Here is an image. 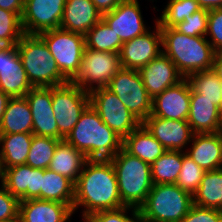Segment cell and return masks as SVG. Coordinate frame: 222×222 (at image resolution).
<instances>
[{"mask_svg": "<svg viewBox=\"0 0 222 222\" xmlns=\"http://www.w3.org/2000/svg\"><path fill=\"white\" fill-rule=\"evenodd\" d=\"M16 48L33 87H55L68 83L45 41L39 35L24 34Z\"/></svg>", "mask_w": 222, "mask_h": 222, "instance_id": "5b68a950", "label": "cell"}, {"mask_svg": "<svg viewBox=\"0 0 222 222\" xmlns=\"http://www.w3.org/2000/svg\"><path fill=\"white\" fill-rule=\"evenodd\" d=\"M121 68L119 53L85 48L77 71L68 83L90 93L97 88L106 87Z\"/></svg>", "mask_w": 222, "mask_h": 222, "instance_id": "52a82bcc", "label": "cell"}, {"mask_svg": "<svg viewBox=\"0 0 222 222\" xmlns=\"http://www.w3.org/2000/svg\"><path fill=\"white\" fill-rule=\"evenodd\" d=\"M205 173V170L183 152V163L176 185L193 196Z\"/></svg>", "mask_w": 222, "mask_h": 222, "instance_id": "d590c367", "label": "cell"}, {"mask_svg": "<svg viewBox=\"0 0 222 222\" xmlns=\"http://www.w3.org/2000/svg\"><path fill=\"white\" fill-rule=\"evenodd\" d=\"M206 38L216 53L222 52V8L209 10Z\"/></svg>", "mask_w": 222, "mask_h": 222, "instance_id": "ab89813d", "label": "cell"}, {"mask_svg": "<svg viewBox=\"0 0 222 222\" xmlns=\"http://www.w3.org/2000/svg\"><path fill=\"white\" fill-rule=\"evenodd\" d=\"M25 97L32 114L33 134L58 139V127L52 108L51 87H33Z\"/></svg>", "mask_w": 222, "mask_h": 222, "instance_id": "ac0fdd59", "label": "cell"}, {"mask_svg": "<svg viewBox=\"0 0 222 222\" xmlns=\"http://www.w3.org/2000/svg\"><path fill=\"white\" fill-rule=\"evenodd\" d=\"M142 124L166 150L185 152L194 135L187 120L163 119L150 115Z\"/></svg>", "mask_w": 222, "mask_h": 222, "instance_id": "2e32d148", "label": "cell"}, {"mask_svg": "<svg viewBox=\"0 0 222 222\" xmlns=\"http://www.w3.org/2000/svg\"><path fill=\"white\" fill-rule=\"evenodd\" d=\"M193 197L176 184H155L139 208L142 222H181Z\"/></svg>", "mask_w": 222, "mask_h": 222, "instance_id": "8992f818", "label": "cell"}, {"mask_svg": "<svg viewBox=\"0 0 222 222\" xmlns=\"http://www.w3.org/2000/svg\"><path fill=\"white\" fill-rule=\"evenodd\" d=\"M160 30L162 52L184 78L195 72L212 69L216 52L206 37H191L174 27H160Z\"/></svg>", "mask_w": 222, "mask_h": 222, "instance_id": "3957f363", "label": "cell"}, {"mask_svg": "<svg viewBox=\"0 0 222 222\" xmlns=\"http://www.w3.org/2000/svg\"><path fill=\"white\" fill-rule=\"evenodd\" d=\"M187 122L194 134L217 133L222 131V122L215 100L201 98L191 89L190 108Z\"/></svg>", "mask_w": 222, "mask_h": 222, "instance_id": "603a6c76", "label": "cell"}, {"mask_svg": "<svg viewBox=\"0 0 222 222\" xmlns=\"http://www.w3.org/2000/svg\"><path fill=\"white\" fill-rule=\"evenodd\" d=\"M59 141L52 137L33 135L26 164L35 169H48Z\"/></svg>", "mask_w": 222, "mask_h": 222, "instance_id": "e575fe53", "label": "cell"}, {"mask_svg": "<svg viewBox=\"0 0 222 222\" xmlns=\"http://www.w3.org/2000/svg\"><path fill=\"white\" fill-rule=\"evenodd\" d=\"M102 19V14L91 0H66L60 28L85 35Z\"/></svg>", "mask_w": 222, "mask_h": 222, "instance_id": "cb8c5ba5", "label": "cell"}, {"mask_svg": "<svg viewBox=\"0 0 222 222\" xmlns=\"http://www.w3.org/2000/svg\"><path fill=\"white\" fill-rule=\"evenodd\" d=\"M75 184L65 176L49 169H44L42 178L41 200L56 201L73 205Z\"/></svg>", "mask_w": 222, "mask_h": 222, "instance_id": "f546056e", "label": "cell"}, {"mask_svg": "<svg viewBox=\"0 0 222 222\" xmlns=\"http://www.w3.org/2000/svg\"><path fill=\"white\" fill-rule=\"evenodd\" d=\"M168 4L157 18L160 27H175L202 9L196 0H169Z\"/></svg>", "mask_w": 222, "mask_h": 222, "instance_id": "836d02e7", "label": "cell"}, {"mask_svg": "<svg viewBox=\"0 0 222 222\" xmlns=\"http://www.w3.org/2000/svg\"><path fill=\"white\" fill-rule=\"evenodd\" d=\"M123 148L149 165L167 151L142 123L123 140Z\"/></svg>", "mask_w": 222, "mask_h": 222, "instance_id": "484cf974", "label": "cell"}, {"mask_svg": "<svg viewBox=\"0 0 222 222\" xmlns=\"http://www.w3.org/2000/svg\"><path fill=\"white\" fill-rule=\"evenodd\" d=\"M85 221L86 222H142L139 209L129 206H124L122 208L115 210H106L93 213L90 216H88L85 219Z\"/></svg>", "mask_w": 222, "mask_h": 222, "instance_id": "8d00e7d4", "label": "cell"}, {"mask_svg": "<svg viewBox=\"0 0 222 222\" xmlns=\"http://www.w3.org/2000/svg\"><path fill=\"white\" fill-rule=\"evenodd\" d=\"M190 144L185 154L203 170L207 172L222 168V131L194 134Z\"/></svg>", "mask_w": 222, "mask_h": 222, "instance_id": "44dd1931", "label": "cell"}, {"mask_svg": "<svg viewBox=\"0 0 222 222\" xmlns=\"http://www.w3.org/2000/svg\"><path fill=\"white\" fill-rule=\"evenodd\" d=\"M212 70L218 75L222 82V52L216 53Z\"/></svg>", "mask_w": 222, "mask_h": 222, "instance_id": "7dc6e473", "label": "cell"}, {"mask_svg": "<svg viewBox=\"0 0 222 222\" xmlns=\"http://www.w3.org/2000/svg\"><path fill=\"white\" fill-rule=\"evenodd\" d=\"M0 222H19V219H10V220L0 221Z\"/></svg>", "mask_w": 222, "mask_h": 222, "instance_id": "f907efd6", "label": "cell"}, {"mask_svg": "<svg viewBox=\"0 0 222 222\" xmlns=\"http://www.w3.org/2000/svg\"><path fill=\"white\" fill-rule=\"evenodd\" d=\"M64 139L87 159H111L123 147V139L102 121L91 105Z\"/></svg>", "mask_w": 222, "mask_h": 222, "instance_id": "7a4b0ae2", "label": "cell"}, {"mask_svg": "<svg viewBox=\"0 0 222 222\" xmlns=\"http://www.w3.org/2000/svg\"><path fill=\"white\" fill-rule=\"evenodd\" d=\"M20 39H3L0 37V53L12 50Z\"/></svg>", "mask_w": 222, "mask_h": 222, "instance_id": "bcb514c9", "label": "cell"}, {"mask_svg": "<svg viewBox=\"0 0 222 222\" xmlns=\"http://www.w3.org/2000/svg\"><path fill=\"white\" fill-rule=\"evenodd\" d=\"M66 0H25L21 24L24 34L39 35L58 29Z\"/></svg>", "mask_w": 222, "mask_h": 222, "instance_id": "7c38bea8", "label": "cell"}, {"mask_svg": "<svg viewBox=\"0 0 222 222\" xmlns=\"http://www.w3.org/2000/svg\"><path fill=\"white\" fill-rule=\"evenodd\" d=\"M87 158L69 142H58L48 169L70 179L74 184L82 172Z\"/></svg>", "mask_w": 222, "mask_h": 222, "instance_id": "d4e9b609", "label": "cell"}, {"mask_svg": "<svg viewBox=\"0 0 222 222\" xmlns=\"http://www.w3.org/2000/svg\"><path fill=\"white\" fill-rule=\"evenodd\" d=\"M0 182L7 191L20 201L41 199L44 169H35L27 164L0 169Z\"/></svg>", "mask_w": 222, "mask_h": 222, "instance_id": "9a60e30c", "label": "cell"}, {"mask_svg": "<svg viewBox=\"0 0 222 222\" xmlns=\"http://www.w3.org/2000/svg\"><path fill=\"white\" fill-rule=\"evenodd\" d=\"M73 214V205L56 201L28 199L19 206V222H66Z\"/></svg>", "mask_w": 222, "mask_h": 222, "instance_id": "7402d4cb", "label": "cell"}, {"mask_svg": "<svg viewBox=\"0 0 222 222\" xmlns=\"http://www.w3.org/2000/svg\"><path fill=\"white\" fill-rule=\"evenodd\" d=\"M209 10L200 9L174 28L185 35L206 37Z\"/></svg>", "mask_w": 222, "mask_h": 222, "instance_id": "74e56055", "label": "cell"}, {"mask_svg": "<svg viewBox=\"0 0 222 222\" xmlns=\"http://www.w3.org/2000/svg\"><path fill=\"white\" fill-rule=\"evenodd\" d=\"M110 160L117 176L122 203L139 209L153 187L151 165L131 155L123 147Z\"/></svg>", "mask_w": 222, "mask_h": 222, "instance_id": "277c9868", "label": "cell"}, {"mask_svg": "<svg viewBox=\"0 0 222 222\" xmlns=\"http://www.w3.org/2000/svg\"><path fill=\"white\" fill-rule=\"evenodd\" d=\"M89 100L102 121L123 140L141 124L117 95L106 87L92 90L89 93Z\"/></svg>", "mask_w": 222, "mask_h": 222, "instance_id": "8fae6325", "label": "cell"}, {"mask_svg": "<svg viewBox=\"0 0 222 222\" xmlns=\"http://www.w3.org/2000/svg\"><path fill=\"white\" fill-rule=\"evenodd\" d=\"M52 108L58 127V139H64L81 114L90 105L89 93L69 83L51 87Z\"/></svg>", "mask_w": 222, "mask_h": 222, "instance_id": "ba28073f", "label": "cell"}, {"mask_svg": "<svg viewBox=\"0 0 222 222\" xmlns=\"http://www.w3.org/2000/svg\"><path fill=\"white\" fill-rule=\"evenodd\" d=\"M0 221L19 219L20 200L11 195L0 183Z\"/></svg>", "mask_w": 222, "mask_h": 222, "instance_id": "60d3db41", "label": "cell"}, {"mask_svg": "<svg viewBox=\"0 0 222 222\" xmlns=\"http://www.w3.org/2000/svg\"><path fill=\"white\" fill-rule=\"evenodd\" d=\"M181 222H222V210L193 204Z\"/></svg>", "mask_w": 222, "mask_h": 222, "instance_id": "b9f144b4", "label": "cell"}, {"mask_svg": "<svg viewBox=\"0 0 222 222\" xmlns=\"http://www.w3.org/2000/svg\"><path fill=\"white\" fill-rule=\"evenodd\" d=\"M154 27V30L122 44L119 53L122 68L139 70L162 53V35L157 19Z\"/></svg>", "mask_w": 222, "mask_h": 222, "instance_id": "4fadbf2b", "label": "cell"}, {"mask_svg": "<svg viewBox=\"0 0 222 222\" xmlns=\"http://www.w3.org/2000/svg\"><path fill=\"white\" fill-rule=\"evenodd\" d=\"M192 197L196 206L222 210V168L207 171Z\"/></svg>", "mask_w": 222, "mask_h": 222, "instance_id": "f1b7e54d", "label": "cell"}, {"mask_svg": "<svg viewBox=\"0 0 222 222\" xmlns=\"http://www.w3.org/2000/svg\"><path fill=\"white\" fill-rule=\"evenodd\" d=\"M106 88L116 94L141 123L151 115L153 99L147 93L138 70L121 68Z\"/></svg>", "mask_w": 222, "mask_h": 222, "instance_id": "9c48e42d", "label": "cell"}, {"mask_svg": "<svg viewBox=\"0 0 222 222\" xmlns=\"http://www.w3.org/2000/svg\"><path fill=\"white\" fill-rule=\"evenodd\" d=\"M85 46L100 52L120 53L123 42L101 19L85 35Z\"/></svg>", "mask_w": 222, "mask_h": 222, "instance_id": "1f68e13d", "label": "cell"}, {"mask_svg": "<svg viewBox=\"0 0 222 222\" xmlns=\"http://www.w3.org/2000/svg\"><path fill=\"white\" fill-rule=\"evenodd\" d=\"M33 133L0 134V169L26 164Z\"/></svg>", "mask_w": 222, "mask_h": 222, "instance_id": "83f0119b", "label": "cell"}, {"mask_svg": "<svg viewBox=\"0 0 222 222\" xmlns=\"http://www.w3.org/2000/svg\"><path fill=\"white\" fill-rule=\"evenodd\" d=\"M138 72L152 99L184 78L178 72L175 64L163 52L140 68Z\"/></svg>", "mask_w": 222, "mask_h": 222, "instance_id": "d6986e66", "label": "cell"}, {"mask_svg": "<svg viewBox=\"0 0 222 222\" xmlns=\"http://www.w3.org/2000/svg\"><path fill=\"white\" fill-rule=\"evenodd\" d=\"M138 0H123L112 11L102 14V19L124 43L149 31Z\"/></svg>", "mask_w": 222, "mask_h": 222, "instance_id": "5bb4252c", "label": "cell"}, {"mask_svg": "<svg viewBox=\"0 0 222 222\" xmlns=\"http://www.w3.org/2000/svg\"><path fill=\"white\" fill-rule=\"evenodd\" d=\"M39 36L48 46L61 74L69 80L77 71L83 57L86 48L85 36L61 28L42 32Z\"/></svg>", "mask_w": 222, "mask_h": 222, "instance_id": "30bf717a", "label": "cell"}, {"mask_svg": "<svg viewBox=\"0 0 222 222\" xmlns=\"http://www.w3.org/2000/svg\"><path fill=\"white\" fill-rule=\"evenodd\" d=\"M33 88L16 46L0 53V90L10 98L25 97Z\"/></svg>", "mask_w": 222, "mask_h": 222, "instance_id": "ffe728a7", "label": "cell"}, {"mask_svg": "<svg viewBox=\"0 0 222 222\" xmlns=\"http://www.w3.org/2000/svg\"><path fill=\"white\" fill-rule=\"evenodd\" d=\"M33 133V120L26 97L10 98L0 123V134Z\"/></svg>", "mask_w": 222, "mask_h": 222, "instance_id": "4316f807", "label": "cell"}, {"mask_svg": "<svg viewBox=\"0 0 222 222\" xmlns=\"http://www.w3.org/2000/svg\"><path fill=\"white\" fill-rule=\"evenodd\" d=\"M218 110H219V116H220V119L222 122V98H221L220 104L218 106Z\"/></svg>", "mask_w": 222, "mask_h": 222, "instance_id": "681fc988", "label": "cell"}, {"mask_svg": "<svg viewBox=\"0 0 222 222\" xmlns=\"http://www.w3.org/2000/svg\"><path fill=\"white\" fill-rule=\"evenodd\" d=\"M0 8L14 12L21 18L24 11V0H0Z\"/></svg>", "mask_w": 222, "mask_h": 222, "instance_id": "7bdbcfd3", "label": "cell"}, {"mask_svg": "<svg viewBox=\"0 0 222 222\" xmlns=\"http://www.w3.org/2000/svg\"><path fill=\"white\" fill-rule=\"evenodd\" d=\"M186 79L190 88L199 93L201 98L215 100V104L219 106L222 98V82L212 69L192 73Z\"/></svg>", "mask_w": 222, "mask_h": 222, "instance_id": "d6a6232c", "label": "cell"}, {"mask_svg": "<svg viewBox=\"0 0 222 222\" xmlns=\"http://www.w3.org/2000/svg\"><path fill=\"white\" fill-rule=\"evenodd\" d=\"M110 159H87L74 187L73 212L83 207L82 220L99 211L124 207Z\"/></svg>", "mask_w": 222, "mask_h": 222, "instance_id": "6da1fadb", "label": "cell"}, {"mask_svg": "<svg viewBox=\"0 0 222 222\" xmlns=\"http://www.w3.org/2000/svg\"><path fill=\"white\" fill-rule=\"evenodd\" d=\"M24 35L21 18L14 12L0 8V37L21 39Z\"/></svg>", "mask_w": 222, "mask_h": 222, "instance_id": "f35d334b", "label": "cell"}, {"mask_svg": "<svg viewBox=\"0 0 222 222\" xmlns=\"http://www.w3.org/2000/svg\"><path fill=\"white\" fill-rule=\"evenodd\" d=\"M10 97L0 90V123Z\"/></svg>", "mask_w": 222, "mask_h": 222, "instance_id": "c3c4849f", "label": "cell"}, {"mask_svg": "<svg viewBox=\"0 0 222 222\" xmlns=\"http://www.w3.org/2000/svg\"><path fill=\"white\" fill-rule=\"evenodd\" d=\"M183 163V151L167 150L151 165V178L155 184H176Z\"/></svg>", "mask_w": 222, "mask_h": 222, "instance_id": "4dcf8cb0", "label": "cell"}, {"mask_svg": "<svg viewBox=\"0 0 222 222\" xmlns=\"http://www.w3.org/2000/svg\"><path fill=\"white\" fill-rule=\"evenodd\" d=\"M101 14L112 11L123 0H91Z\"/></svg>", "mask_w": 222, "mask_h": 222, "instance_id": "ee69618b", "label": "cell"}, {"mask_svg": "<svg viewBox=\"0 0 222 222\" xmlns=\"http://www.w3.org/2000/svg\"><path fill=\"white\" fill-rule=\"evenodd\" d=\"M191 88L186 78L168 87L152 100V116L163 119L187 120Z\"/></svg>", "mask_w": 222, "mask_h": 222, "instance_id": "e0dca14e", "label": "cell"}, {"mask_svg": "<svg viewBox=\"0 0 222 222\" xmlns=\"http://www.w3.org/2000/svg\"><path fill=\"white\" fill-rule=\"evenodd\" d=\"M202 9L211 10L222 8V0H196Z\"/></svg>", "mask_w": 222, "mask_h": 222, "instance_id": "f6af8a7d", "label": "cell"}]
</instances>
